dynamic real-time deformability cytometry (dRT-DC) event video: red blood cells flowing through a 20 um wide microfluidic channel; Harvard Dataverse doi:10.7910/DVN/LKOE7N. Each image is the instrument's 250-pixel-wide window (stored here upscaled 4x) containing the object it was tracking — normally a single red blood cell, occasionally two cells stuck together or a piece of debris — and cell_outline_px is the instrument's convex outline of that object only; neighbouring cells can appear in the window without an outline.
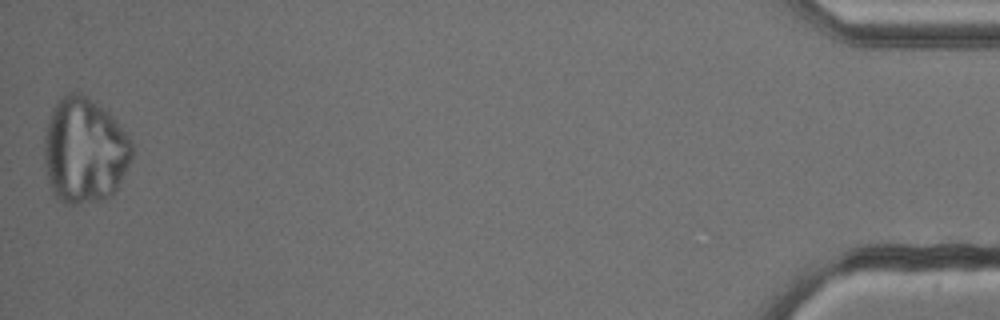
{"species": "common noctule bat (a hibernating species)", "species_latin": "Nyctalus noctula", "temperature_condition": "cold", "stored_images_in_passage": 52, "camera_frame_rate_fps": 3000, "um_per_image_px": 0.085, "animal": {"sex": "male", "body_mass_g": 13.3}, "frame": {"image": 1, "passage_image": 52, "time_ms": 17.0, "image_size_px": [1000, 320], "cell_outline_px": [[132, 156], [116, 188], [104, 200], [76, 204], [64, 204], [52, 192], [48, 180], [44, 164], [44, 136], [48, 120], [52, 108], [60, 96], [68, 92], [80, 92], [92, 100], [108, 112], [112, 116], [132, 140]], "centroid_in_image_um": [7.14, 12.78], "position_along_channel_um": 428.1, "area_um2": 54.1}}